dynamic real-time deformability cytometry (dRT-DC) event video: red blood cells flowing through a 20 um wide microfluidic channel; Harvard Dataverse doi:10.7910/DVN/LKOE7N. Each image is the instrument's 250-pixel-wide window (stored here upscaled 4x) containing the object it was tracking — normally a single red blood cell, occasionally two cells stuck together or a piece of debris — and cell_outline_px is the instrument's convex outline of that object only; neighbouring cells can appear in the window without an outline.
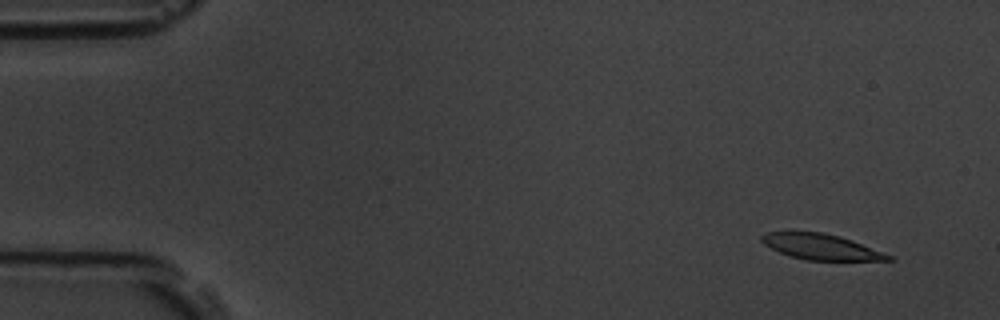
{"species": "common noctule bat (a hibernating species)", "species_latin": "Nyctalus noctula", "temperature_condition": "room temperature", "stored_images_in_passage": 6, "camera_frame_rate_fps": 3000, "um_per_image_px": 0.085, "animal": {"sex": "male", "body_mass_g": 19.5, "forearm_length_mm": 54.6}, "frame": {"image": 1, "passage_image": 1, "time_ms": 0.0, "image_size_px": [1000, 320], "cell_outline_px": [[896, 260], [808, 260], [792, 256], [780, 252], [764, 244], [760, 240], [760, 236], [764, 232], [820, 232], [840, 236], [852, 240], [892, 256]], "centroid_in_image_um": [69.77, 20.97], "position_along_channel_um": 15.2, "area_um2": 18.61}}
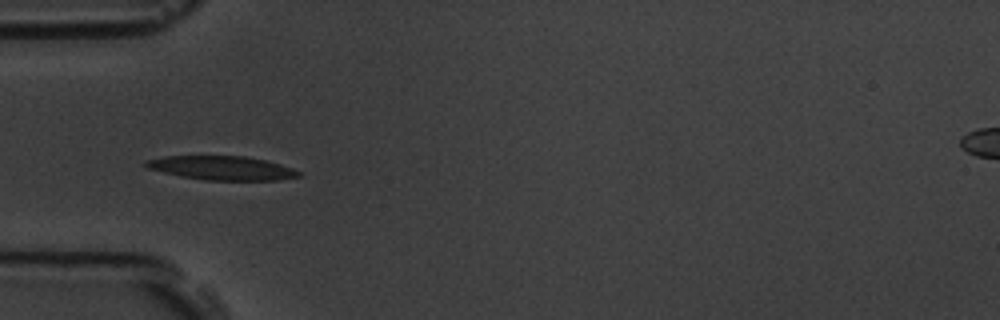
{"frame": {"image": 2, "passage_image": 5, "time_ms": 4.667, "image_size_px": [1000, 320], "cell_outline_px": [[304, 176], [280, 180], [204, 180], [180, 176], [148, 168], [144, 164], [144, 160], [164, 156], [244, 156], [264, 160], [280, 164], [292, 168], [300, 172]], "centroid_in_image_um": [18.88, 14.28], "position_along_channel_um": 66.1, "area_um2": 21.33}}
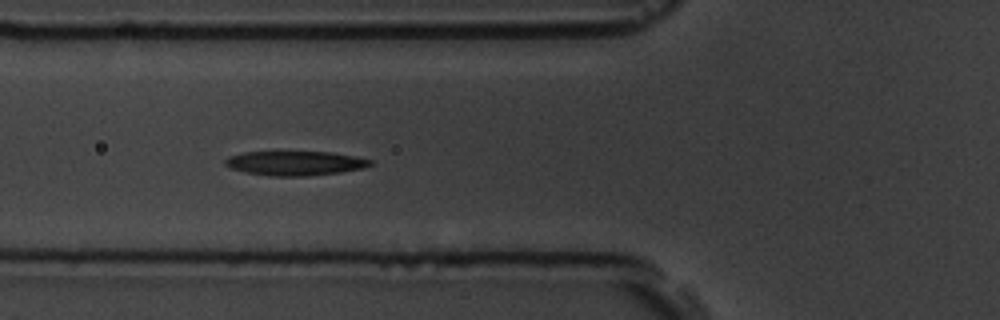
{"frame": {"image": 3, "passage_image": 6, "time_ms": 5.667, "image_size_px": [1000, 320], "cell_outline_px": [[372, 164], [364, 168], [340, 172], [308, 176], [272, 176], [244, 172], [232, 168], [224, 164], [224, 160], [228, 156], [244, 152], [332, 152], [372, 160]], "centroid_in_image_um": [25.06, 13.87], "position_along_channel_um": 100.7, "area_um2": 20.52}}